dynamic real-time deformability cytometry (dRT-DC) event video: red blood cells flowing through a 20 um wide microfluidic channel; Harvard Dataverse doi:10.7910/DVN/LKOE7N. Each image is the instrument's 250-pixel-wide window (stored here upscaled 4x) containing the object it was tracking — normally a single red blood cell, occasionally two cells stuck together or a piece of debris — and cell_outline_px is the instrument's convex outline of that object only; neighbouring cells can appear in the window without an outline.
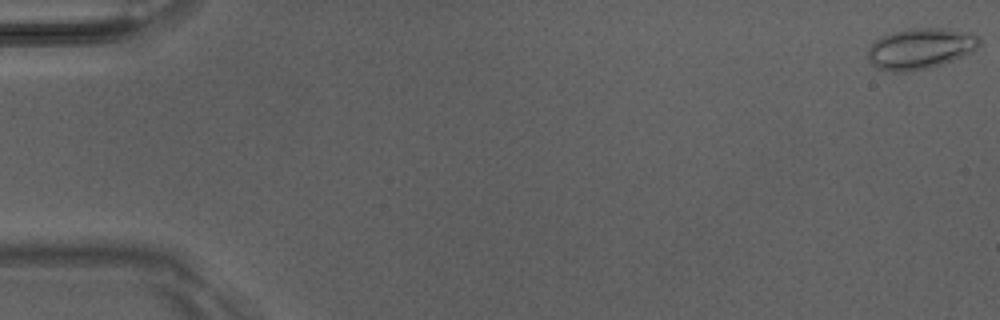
{"species": "Egyptian fruit bat (a non-hibernating species)", "species_latin": "Rousettus aegyptiacus", "temperature_condition": "room temperature", "stored_images_in_passage": 15, "camera_frame_rate_fps": 3000, "um_per_image_px": 0.085, "animal": {"sex": "male"}, "frame": {"image": 1, "passage_image": 1, "time_ms": 0.0, "image_size_px": [1000, 320], "cell_outline_px": [[980, 44], [972, 52], [952, 60], [928, 68], [908, 72], [892, 72], [876, 68], [868, 60], [868, 48], [880, 36], [892, 32], [912, 28], [948, 28], [972, 32], [980, 40]], "centroid_in_image_um": [78.22, 4.12], "position_along_channel_um": 6.8, "area_um2": 26.7}}